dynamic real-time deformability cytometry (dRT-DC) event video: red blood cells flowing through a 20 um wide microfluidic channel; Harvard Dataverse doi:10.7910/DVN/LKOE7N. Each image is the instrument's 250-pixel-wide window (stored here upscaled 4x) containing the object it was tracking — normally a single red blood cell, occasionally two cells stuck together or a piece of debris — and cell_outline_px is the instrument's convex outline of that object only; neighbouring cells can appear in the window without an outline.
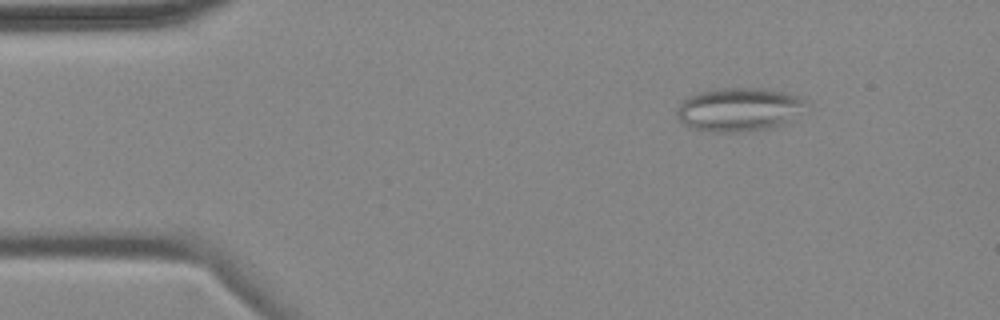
{"species": "common noctule bat (a hibernating species)", "species_latin": "Nyctalus noctula", "temperature_condition": "cold", "stored_images_in_passage": 6, "camera_frame_rate_fps": 3000, "um_per_image_px": 0.085, "animal": {"sex": "female", "body_mass_g": 18.4}, "frame": {"image": 1, "passage_image": 1, "time_ms": 0.0, "image_size_px": [1000, 320], "cell_outline_px": [[804, 104], [780, 124], [772, 128], [752, 132], [712, 132], [692, 128], [684, 124], [676, 116], [676, 112], [680, 104], [688, 96], [696, 92], [716, 88], [760, 88], [800, 96], [804, 100]], "centroid_in_image_um": [62.67, 9.31], "position_along_channel_um": 22.3, "area_um2": 32.25}}